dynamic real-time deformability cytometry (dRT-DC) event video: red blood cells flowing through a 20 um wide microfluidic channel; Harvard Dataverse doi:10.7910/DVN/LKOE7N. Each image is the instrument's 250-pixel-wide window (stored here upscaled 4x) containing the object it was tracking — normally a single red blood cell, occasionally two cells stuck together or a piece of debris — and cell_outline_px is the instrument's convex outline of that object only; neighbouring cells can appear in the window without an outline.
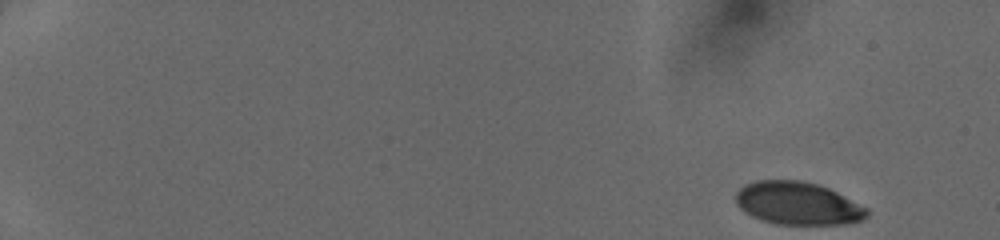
{"species": "human", "species_latin": "Homo sapiens", "temperature_condition": "cold", "stored_images_in_passage": 47, "camera_frame_rate_fps": 3000, "um_per_image_px": 0.085, "donor": {"sex": "female"}, "frame": {"image": 1, "passage_image": 1, "time_ms": 0.0, "image_size_px": [1000, 240], "cell_outline_px": [[868, 216], [864, 220], [848, 224], [776, 224], [752, 216], [740, 208], [736, 204], [736, 192], [744, 184], [756, 180], [800, 180], [816, 184], [828, 188], [868, 208]], "centroid_in_image_um": [67.82, 17.29], "position_along_channel_um": 17.2, "area_um2": 32.71}}
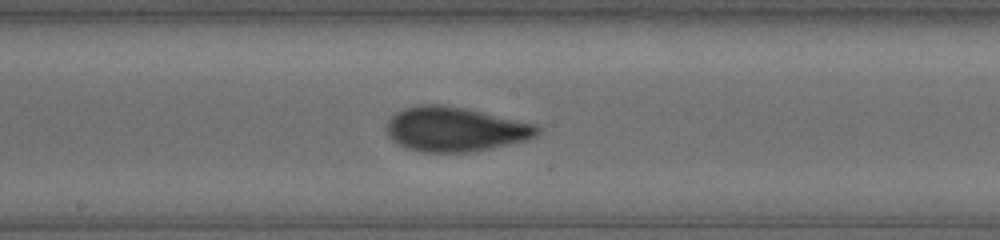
{"frame": {"image": 2, "passage_image": 27, "time_ms": 8.667, "image_size_px": [1000, 240], "cell_outline_px": [[540, 132], [536, 136], [524, 140], [488, 148], [468, 152], [424, 152], [408, 148], [396, 144], [388, 136], [388, 120], [396, 112], [404, 108], [420, 104], [440, 104], [464, 108], [536, 124], [540, 128]], "centroid_in_image_um": [38.66, 10.98], "position_along_channel_um": 209.5, "area_um2": 38.67}}
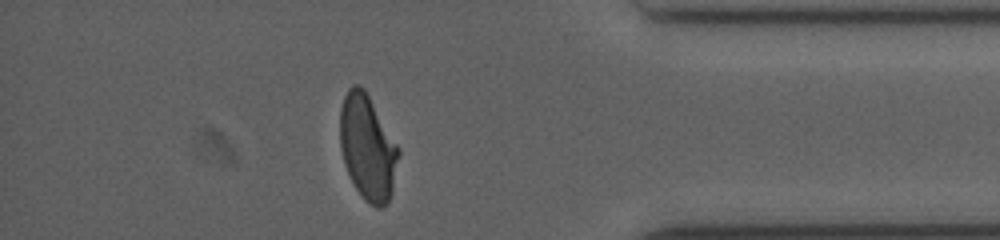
{"frame": {"image": 3, "passage_image": 42, "time_ms": 13.667, "image_size_px": [1000, 240], "cell_outline_px": [[400, 152], [392, 192], [388, 204], [380, 208], [376, 208], [364, 200], [356, 188], [344, 164], [340, 148], [340, 108], [344, 96], [348, 88], [352, 84], [360, 84], [364, 88], [400, 148]], "centroid_in_image_um": [31.25, 12.53], "position_along_channel_um": 404.0, "area_um2": 36.13}}